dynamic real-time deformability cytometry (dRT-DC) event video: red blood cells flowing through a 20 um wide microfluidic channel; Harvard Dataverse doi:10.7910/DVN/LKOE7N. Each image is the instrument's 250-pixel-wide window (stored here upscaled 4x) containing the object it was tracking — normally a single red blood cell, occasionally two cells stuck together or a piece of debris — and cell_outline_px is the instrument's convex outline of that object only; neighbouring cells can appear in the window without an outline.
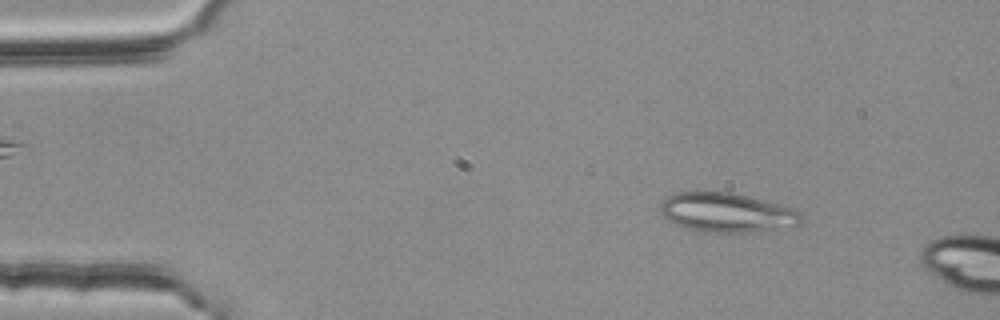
{"species": "common noctule bat (a hibernating species)", "species_latin": "Nyctalus noctula", "temperature_condition": "room temperature", "stored_images_in_passage": 6, "camera_frame_rate_fps": 3000, "um_per_image_px": 0.085, "animal": {"sex": "female", "body_mass_g": 25.1}, "frame": {"image": 1, "passage_image": 1, "time_ms": 0.0, "image_size_px": [1000, 320], "cell_outline_px": [[804, 220], [800, 224], [748, 232], [704, 232], [684, 228], [672, 224], [660, 212], [660, 204], [668, 196], [676, 192], [732, 192], [796, 208], [804, 216]], "centroid_in_image_um": [61.77, 18.06], "position_along_channel_um": 23.2, "area_um2": 32.37}}